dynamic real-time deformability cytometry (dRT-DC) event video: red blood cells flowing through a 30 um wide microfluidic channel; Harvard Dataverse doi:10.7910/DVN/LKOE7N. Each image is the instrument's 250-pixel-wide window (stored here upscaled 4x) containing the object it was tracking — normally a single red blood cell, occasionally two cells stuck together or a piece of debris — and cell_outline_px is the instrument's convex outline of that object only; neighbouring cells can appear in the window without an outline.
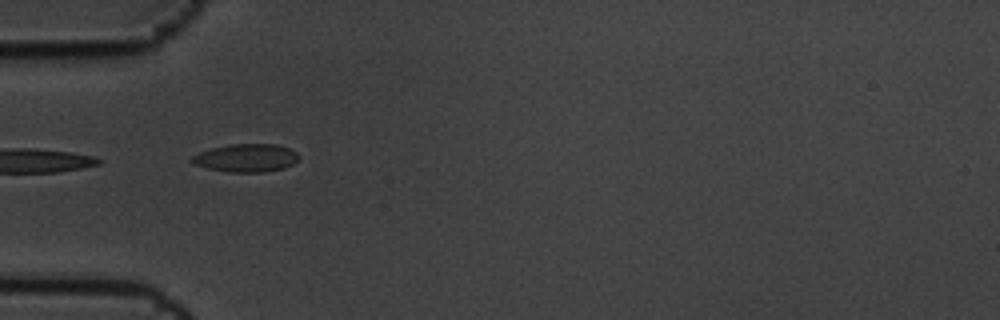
{"species": "common noctule bat (a hibernating species)", "species_latin": "Nyctalus noctula", "temperature_condition": "cold", "stored_images_in_passage": 8, "camera_frame_rate_fps": 3000, "um_per_image_px": 0.085, "animal": {"sex": "male", "body_mass_g": 19.5, "forearm_length_mm": 54.6}, "frame": {"image": 1, "passage_image": 5, "time_ms": 1.333, "image_size_px": [1000, 320], "cell_outline_px": [[300, 156], [292, 164], [284, 168], [264, 172], [228, 172], [208, 168], [196, 164], [188, 160], [192, 156], [200, 152], [212, 148], [232, 144], [276, 144], [288, 148], [296, 152]], "centroid_in_image_um": [20.92, 13.42], "position_along_channel_um": 64.1, "area_um2": 17.34}}
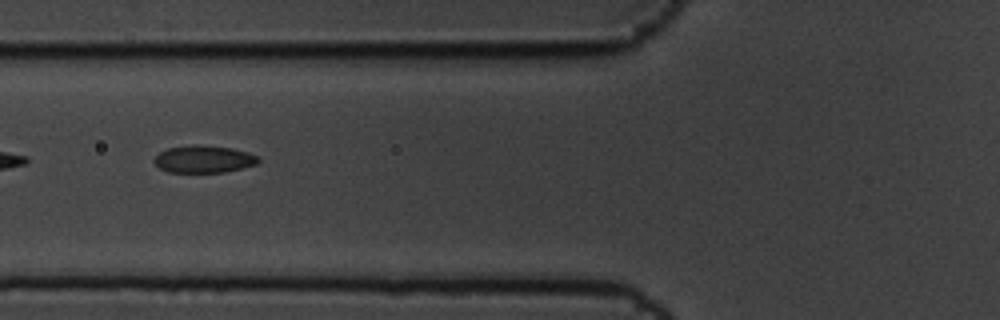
{"frame": {"image": 2, "passage_image": 6, "time_ms": 1.667, "image_size_px": [1000, 320], "cell_outline_px": [[260, 160], [256, 164], [224, 172], [168, 172], [160, 168], [152, 160], [160, 152], [168, 148], [192, 144], [232, 148], [248, 152], [256, 156]], "centroid_in_image_um": [17.29, 13.52], "position_along_channel_um": 108.5, "area_um2": 16.42}}
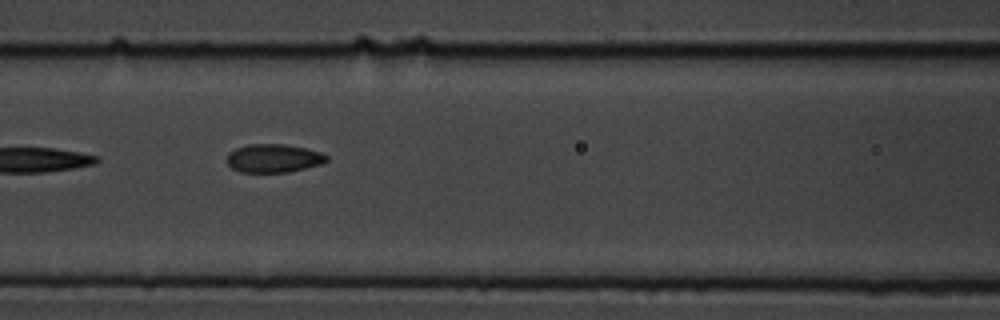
{"frame": {"image": 3, "passage_image": 7, "time_ms": 2.0, "image_size_px": [1000, 320], "cell_outline_px": [[328, 160], [320, 164], [288, 172], [240, 172], [232, 168], [228, 164], [228, 152], [236, 148], [248, 144], [284, 144], [304, 148], [320, 152], [328, 156]], "centroid_in_image_um": [23.23, 13.45], "position_along_channel_um": 143.4, "area_um2": 16.36}}